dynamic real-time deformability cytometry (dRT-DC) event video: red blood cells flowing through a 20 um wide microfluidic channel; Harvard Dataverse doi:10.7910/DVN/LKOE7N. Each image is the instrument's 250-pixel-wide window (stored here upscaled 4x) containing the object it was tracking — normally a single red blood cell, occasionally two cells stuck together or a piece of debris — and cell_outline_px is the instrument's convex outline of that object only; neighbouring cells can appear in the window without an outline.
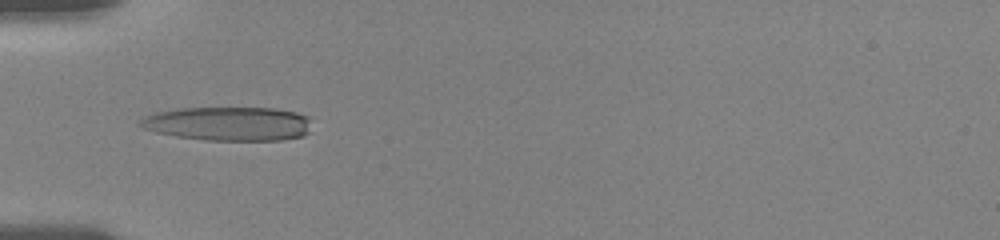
{"species": "human", "species_latin": "Homo sapiens", "temperature_condition": "room temperature", "stored_images_in_passage": 39, "camera_frame_rate_fps": 3000, "um_per_image_px": 0.085, "donor": {"sex": "female"}, "frame": {"image": 1, "passage_image": 1, "time_ms": 0.0, "image_size_px": [1000, 240], "cell_outline_px": [[308, 132], [304, 136], [280, 140], [204, 140], [176, 136], [156, 132], [144, 128], [136, 124], [144, 116], [156, 112], [176, 108], [276, 108], [296, 112], [308, 116]], "centroid_in_image_um": [19.38, 10.51], "position_along_channel_um": 65.6, "area_um2": 33.99}}
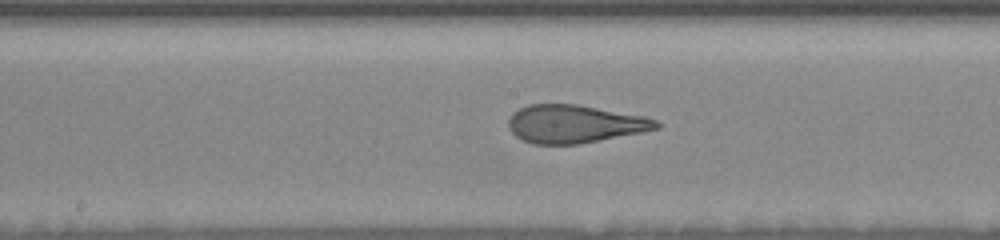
{"frame": {"image": 2, "passage_image": 21, "time_ms": 3.667, "image_size_px": [1000, 240], "cell_outline_px": [[660, 128], [580, 144], [532, 144], [516, 136], [508, 128], [508, 120], [512, 112], [528, 104], [576, 104], [644, 116], [656, 120], [660, 124]], "centroid_in_image_um": [48.8, 10.53], "position_along_channel_um": 199.4, "area_um2": 32.66}}
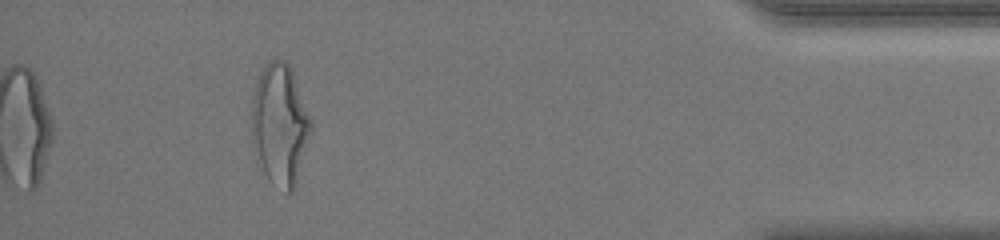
{"frame": {"image": 3, "passage_image": 39, "time_ms": 10.667, "image_size_px": [1000, 240], "cell_outline_px": [[312, 128], [296, 188], [288, 196], [272, 184], [264, 172], [252, 140], [252, 100], [256, 84], [260, 72], [272, 60], [284, 60], [292, 68], [312, 120]], "centroid_in_image_um": [23.83, 10.64], "position_along_channel_um": 411.4, "area_um2": 42.02}, "authors_computed_cell_mechanics": {"area_um2": 33.524, "velocity_mm_per_s": 3.6933, "shape_relaxation_time_tau1_ms": 5.6245, "shape_relaxation_time_tau2_ms": 0.9949, "deformation_change_tau1": 0.2103, "deformation_change_tau2": 0.1039}}